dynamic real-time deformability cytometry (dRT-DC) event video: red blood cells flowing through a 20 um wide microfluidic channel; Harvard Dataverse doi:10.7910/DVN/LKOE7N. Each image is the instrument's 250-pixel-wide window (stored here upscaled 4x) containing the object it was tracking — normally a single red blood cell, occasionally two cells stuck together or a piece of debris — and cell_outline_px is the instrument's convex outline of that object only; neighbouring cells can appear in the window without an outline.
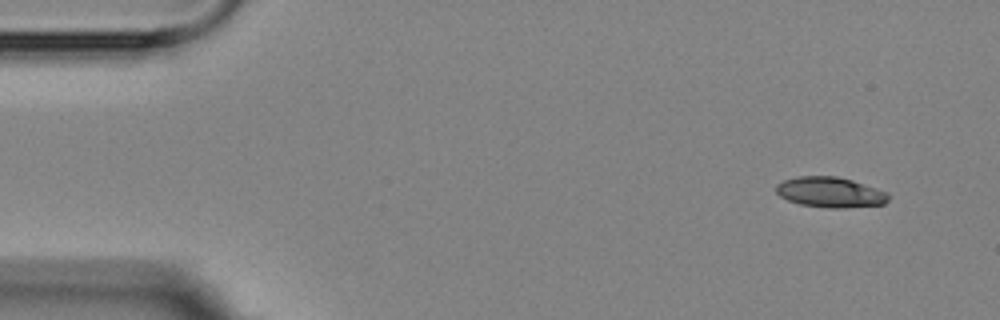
{"species": "Egyptian fruit bat (a non-hibernating species)", "species_latin": "Rousettus aegyptiacus", "temperature_condition": "room temperature", "stored_images_in_passage": 4, "camera_frame_rate_fps": 3000, "um_per_image_px": 0.085, "animal": {"sex": "female"}, "frame": {"image": 1, "passage_image": 1, "time_ms": 0.0, "image_size_px": [1000, 320], "cell_outline_px": [[888, 200], [884, 204], [844, 208], [828, 208], [800, 204], [788, 200], [780, 196], [776, 192], [776, 184], [784, 180], [796, 176], [836, 176], [852, 180], [888, 192]], "centroid_in_image_um": [70.56, 16.34], "position_along_channel_um": 14.4, "area_um2": 19.88}}
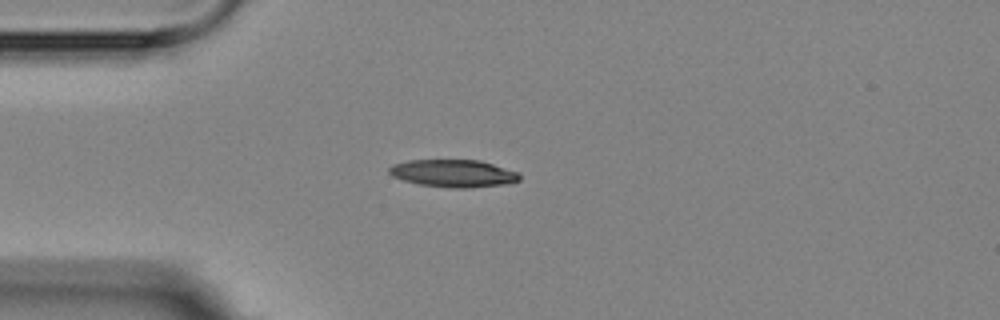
{"frame": {"image": 2, "passage_image": 4, "time_ms": 3.333, "image_size_px": [1000, 320], "cell_outline_px": [[520, 180], [512, 184], [472, 188], [448, 188], [416, 184], [392, 176], [388, 172], [388, 168], [392, 164], [408, 160], [480, 160], [520, 172]], "centroid_in_image_um": [38.57, 14.75], "position_along_channel_um": 46.4, "area_um2": 21.39}}